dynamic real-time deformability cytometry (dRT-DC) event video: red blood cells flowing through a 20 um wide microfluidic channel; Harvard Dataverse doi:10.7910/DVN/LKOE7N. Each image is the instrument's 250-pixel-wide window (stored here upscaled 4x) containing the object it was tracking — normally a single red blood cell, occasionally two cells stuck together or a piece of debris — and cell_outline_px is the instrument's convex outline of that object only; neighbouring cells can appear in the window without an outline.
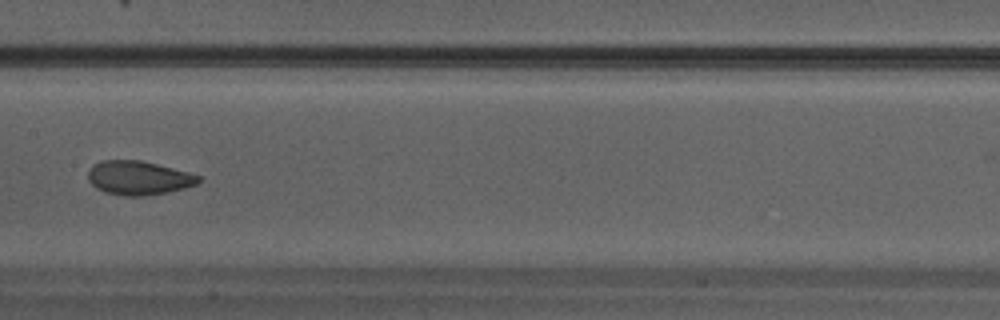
{"species": "Egyptian fruit bat (a non-hibernating species)", "species_latin": "Rousettus aegyptiacus", "temperature_condition": "warm", "stored_images_in_passage": 25, "camera_frame_rate_fps": 3000, "um_per_image_px": 0.085, "animal": {"sex": "male"}, "frame": {"image": 1, "passage_image": 11, "time_ms": 3.333, "image_size_px": [1000, 320], "cell_outline_px": [[200, 180], [196, 184], [184, 188], [168, 192], [136, 196], [124, 196], [108, 192], [96, 188], [88, 180], [88, 168], [104, 160], [140, 160], [188, 172], [200, 176]], "centroid_in_image_um": [11.76, 15.11], "position_along_channel_um": 195.6, "area_um2": 21.5}}
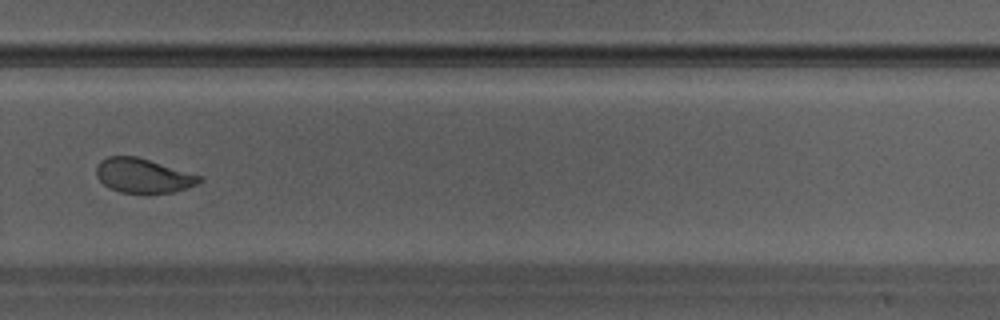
{"frame": {"image": 2, "passage_image": 17, "time_ms": 5.333, "image_size_px": [1000, 320], "cell_outline_px": [[204, 180], [196, 184], [172, 192], [120, 192], [108, 188], [96, 176], [96, 168], [100, 160], [108, 156], [136, 156], [200, 176]], "centroid_in_image_um": [12.1, 14.92], "position_along_channel_um": 317.7, "area_um2": 20.17}}